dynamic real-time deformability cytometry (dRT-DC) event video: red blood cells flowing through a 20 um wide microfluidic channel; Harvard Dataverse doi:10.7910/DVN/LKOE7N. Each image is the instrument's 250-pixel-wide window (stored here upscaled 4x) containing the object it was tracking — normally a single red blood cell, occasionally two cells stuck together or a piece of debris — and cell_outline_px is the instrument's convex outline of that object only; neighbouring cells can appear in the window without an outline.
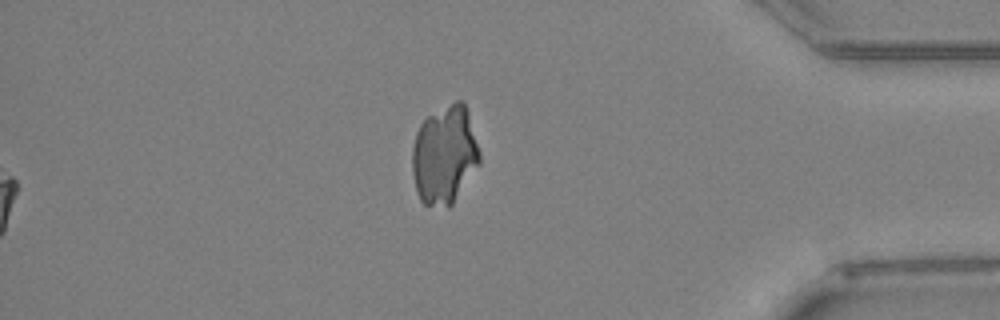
{"species": "Egyptian fruit bat (a non-hibernating species)", "species_latin": "Rousettus aegyptiacus", "temperature_condition": "warm", "stored_images_in_passage": 60, "segment_of_instrument_passage": [2, 2], "camera_frame_rate_fps": 3000, "um_per_image_px": 0.085, "animal": {"sex": "female"}, "frame": {"image": 1, "passage_image": 60, "time_ms": 19.667, "image_size_px": [1000, 320], "cell_outline_px": [[480, 164], [452, 204], [448, 208], [424, 204], [420, 200], [416, 192], [412, 172], [412, 148], [416, 132], [420, 124], [428, 116], [456, 100], [464, 100], [468, 112], [480, 152]], "centroid_in_image_um": [37.78, 13.18], "position_along_channel_um": 397.4, "area_um2": 38.84}}